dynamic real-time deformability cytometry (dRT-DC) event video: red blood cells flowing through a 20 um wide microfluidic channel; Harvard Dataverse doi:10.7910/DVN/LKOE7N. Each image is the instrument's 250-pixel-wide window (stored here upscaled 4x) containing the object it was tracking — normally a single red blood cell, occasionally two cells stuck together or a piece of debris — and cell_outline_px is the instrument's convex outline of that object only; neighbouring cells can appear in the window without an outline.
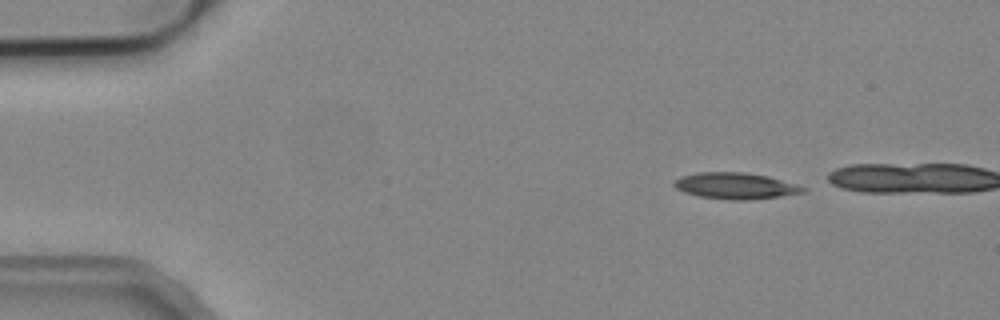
{"species": "common noctule bat (a hibernating species)", "species_latin": "Nyctalus noctula", "temperature_condition": "cold", "stored_images_in_passage": 3, "camera_frame_rate_fps": 3000, "um_per_image_px": 0.085, "animal": {"sex": "male", "body_mass_g": 19.2, "forearm_length_mm": 51.8}, "frame": {"image": 1, "passage_image": 1, "time_ms": 0.0, "image_size_px": [1000, 320], "cell_outline_px": [[808, 188], [804, 192], [780, 196], [748, 200], [732, 200], [700, 196], [684, 192], [676, 188], [672, 184], [672, 180], [680, 176], [700, 172], [744, 172], [768, 176], [796, 184]], "centroid_in_image_um": [62.49, 15.79], "position_along_channel_um": 22.5, "area_um2": 19.77}}